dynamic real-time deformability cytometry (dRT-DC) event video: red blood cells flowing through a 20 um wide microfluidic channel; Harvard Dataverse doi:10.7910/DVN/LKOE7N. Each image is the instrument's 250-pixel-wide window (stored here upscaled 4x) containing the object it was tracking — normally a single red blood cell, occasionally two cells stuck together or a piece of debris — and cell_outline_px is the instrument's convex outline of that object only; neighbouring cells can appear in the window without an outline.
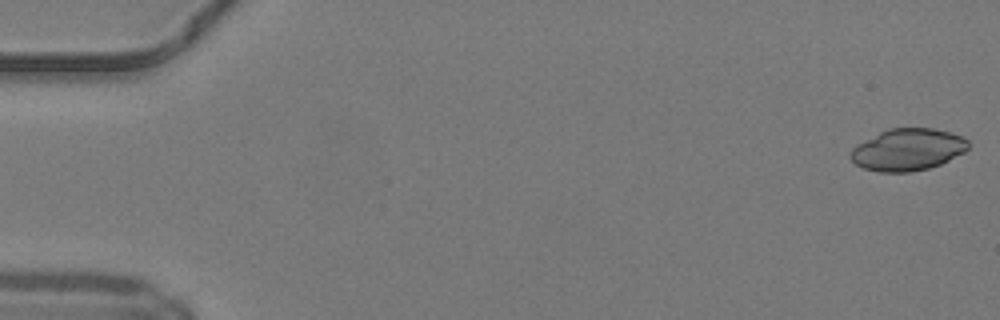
{"species": "common noctule bat (a hibernating species)", "species_latin": "Nyctalus noctula", "temperature_condition": "warm", "stored_images_in_passage": 49, "camera_frame_rate_fps": 3000, "um_per_image_px": 0.085, "animal": {"sex": "male", "body_mass_g": 19.2, "forearm_length_mm": 51.8}, "frame": {"image": 1, "passage_image": 1, "time_ms": 0.0, "image_size_px": [1000, 320], "cell_outline_px": [[968, 148], [964, 152], [940, 164], [928, 168], [908, 172], [880, 172], [864, 168], [856, 164], [848, 156], [848, 152], [856, 144], [888, 128], [932, 128], [948, 132], [960, 136], [968, 140]], "centroid_in_image_um": [77.11, 12.72], "position_along_channel_um": 7.9, "area_um2": 28.67}}